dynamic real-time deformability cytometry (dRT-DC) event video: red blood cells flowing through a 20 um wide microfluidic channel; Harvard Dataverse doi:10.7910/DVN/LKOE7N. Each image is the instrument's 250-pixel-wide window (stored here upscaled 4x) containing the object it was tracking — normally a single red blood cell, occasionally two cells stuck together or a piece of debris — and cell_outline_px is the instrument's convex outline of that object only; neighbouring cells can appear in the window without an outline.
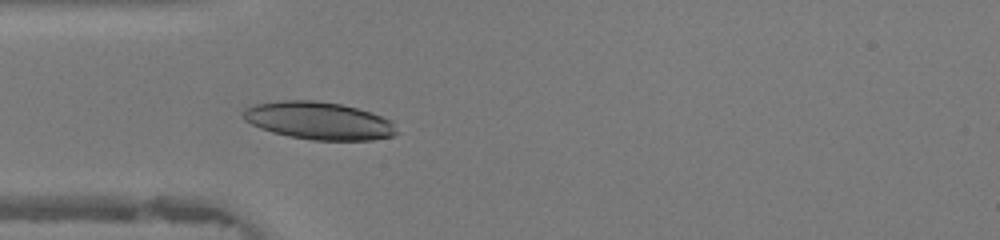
{"species": "human", "species_latin": "Homo sapiens", "temperature_condition": "warm", "stored_images_in_passage": 45, "camera_frame_rate_fps": 3000, "um_per_image_px": 0.085, "donor": {"sex": "female"}, "frame": {"image": 1, "passage_image": 12, "time_ms": 3.667, "image_size_px": [1000, 240], "cell_outline_px": [[400, 132], [392, 136], [372, 140], [312, 140], [288, 136], [272, 132], [260, 128], [244, 120], [240, 116], [240, 112], [244, 108], [252, 104], [284, 100], [316, 100], [340, 104], [372, 112], [392, 120]], "centroid_in_image_um": [27.08, 10.25], "position_along_channel_um": 57.9, "area_um2": 34.1}}
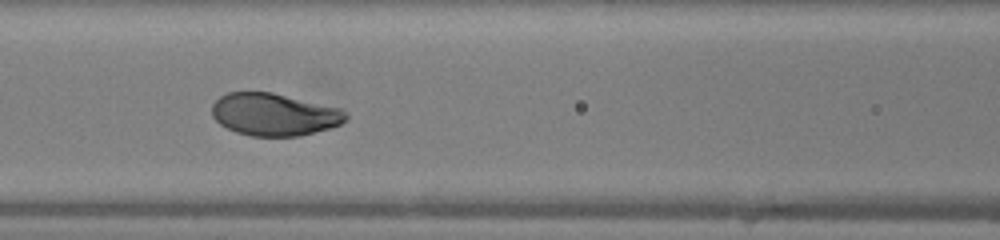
{"frame": {"image": 2, "passage_image": 18, "time_ms": 5.667, "image_size_px": [1000, 240], "cell_outline_px": [[348, 120], [340, 124], [328, 128], [300, 136], [252, 136], [236, 132], [220, 124], [212, 116], [212, 104], [220, 96], [228, 92], [272, 92], [344, 108], [348, 112]], "centroid_in_image_um": [23.35, 9.72], "position_along_channel_um": 143.3, "area_um2": 33.41}}
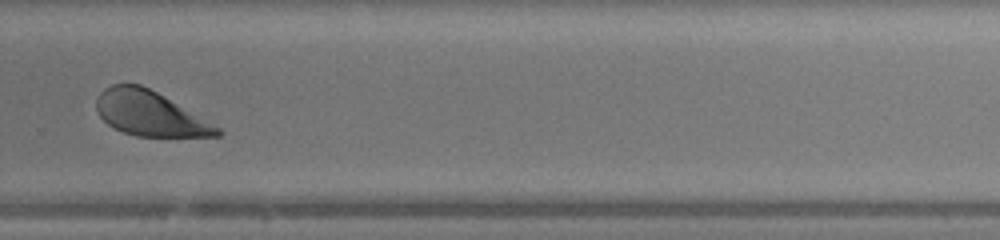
{"frame": {"image": 3, "passage_image": 30, "time_ms": 9.667, "image_size_px": [1000, 240], "cell_outline_px": [[224, 132], [220, 136], [136, 136], [124, 132], [108, 124], [96, 112], [96, 100], [100, 92], [104, 88], [112, 84], [140, 84], [164, 96], [220, 128]], "centroid_in_image_um": [12.7, 9.64], "position_along_channel_um": 317.1, "area_um2": 31.04}, "authors_computed_cell_mechanics": {"area_um2": 34.6222, "velocity_mm_per_s": 4.3554, "shape_relaxation_time_tau1_ms": 2.1434, "shape_relaxation_time_tau2_ms": null, "deformation_change_tau1": 0.1679, "deformation_change_tau2": null}}